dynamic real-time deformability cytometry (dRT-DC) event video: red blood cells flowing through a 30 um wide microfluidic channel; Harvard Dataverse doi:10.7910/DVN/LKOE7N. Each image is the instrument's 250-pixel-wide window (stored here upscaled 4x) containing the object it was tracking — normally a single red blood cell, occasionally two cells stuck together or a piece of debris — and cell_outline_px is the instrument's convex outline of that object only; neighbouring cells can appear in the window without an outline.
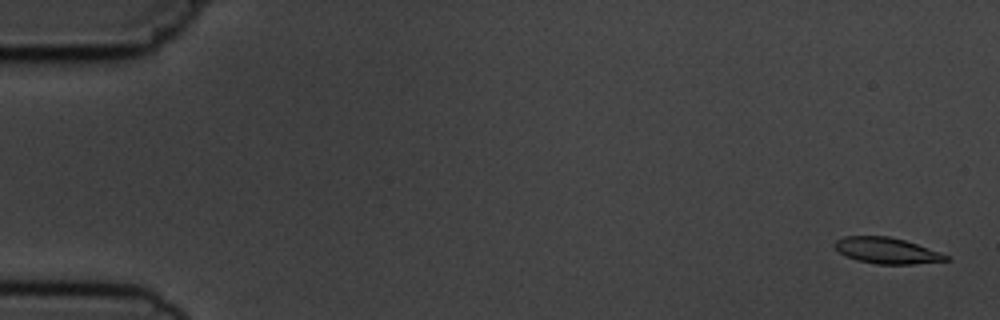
{"species": "common noctule bat (a hibernating species)", "species_latin": "Nyctalus noctula", "temperature_condition": "cold", "stored_images_in_passage": 5, "camera_frame_rate_fps": 3000, "um_per_image_px": 0.085, "animal": {"sex": "male", "body_mass_g": 19.5, "forearm_length_mm": 54.6}, "frame": {"image": 1, "passage_image": 1, "time_ms": 0.0, "image_size_px": [1000, 320], "cell_outline_px": [[952, 260], [912, 264], [876, 264], [856, 260], [840, 252], [832, 244], [836, 240], [844, 236], [888, 236], [904, 240], [952, 256]], "centroid_in_image_um": [75.41, 21.3], "position_along_channel_um": 9.6, "area_um2": 16.88}}
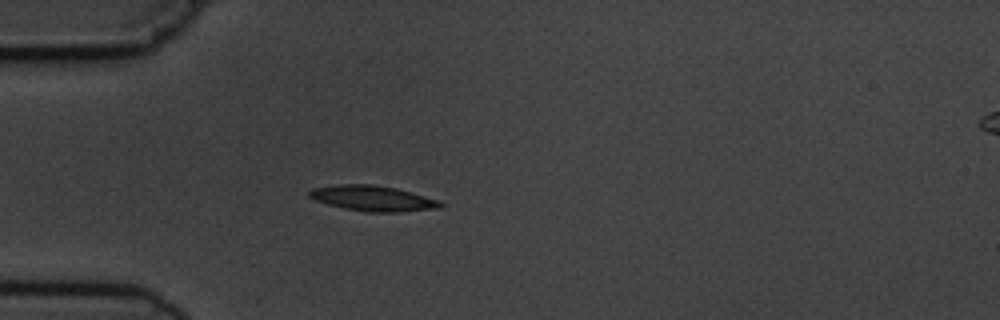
{"frame": {"image": 2, "passage_image": 5, "time_ms": 4.667, "image_size_px": [1000, 320], "cell_outline_px": [[444, 204], [440, 208], [400, 212], [368, 212], [344, 208], [328, 204], [316, 200], [308, 196], [308, 192], [312, 188], [340, 184], [372, 184], [396, 188], [440, 200]], "centroid_in_image_um": [31.71, 16.86], "position_along_channel_um": 53.3, "area_um2": 19.42}}